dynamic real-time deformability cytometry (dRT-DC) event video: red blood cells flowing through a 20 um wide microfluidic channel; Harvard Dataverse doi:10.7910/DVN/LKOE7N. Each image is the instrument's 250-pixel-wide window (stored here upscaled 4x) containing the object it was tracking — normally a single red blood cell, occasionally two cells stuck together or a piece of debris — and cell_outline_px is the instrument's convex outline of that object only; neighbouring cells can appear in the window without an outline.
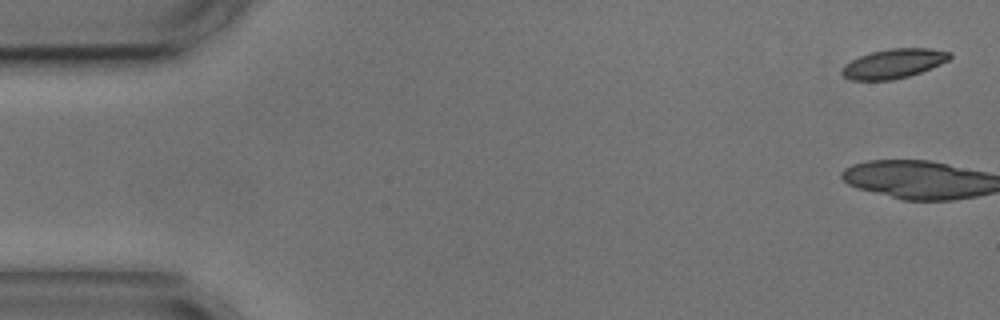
{"species": "common noctule bat (a hibernating species)", "species_latin": "Nyctalus noctula", "temperature_condition": "cold", "stored_images_in_passage": 5, "segment_of_instrument_passage": [2, 2], "camera_frame_rate_fps": 3000, "um_per_image_px": 0.085, "animal": {"sex": "male", "body_mass_g": 17.9, "forearm_length_mm": 54.2}, "frame": {"image": 1, "passage_image": 5, "time_ms": 4.667, "image_size_px": [1000, 320], "cell_outline_px": [[952, 56], [948, 60], [940, 64], [920, 72], [908, 76], [892, 80], [852, 80], [844, 76], [840, 72], [844, 64], [860, 56], [872, 52], [888, 48], [928, 48], [952, 52]], "centroid_in_image_um": [75.96, 5.4], "position_along_channel_um": 9.0, "area_um2": 18.38}}